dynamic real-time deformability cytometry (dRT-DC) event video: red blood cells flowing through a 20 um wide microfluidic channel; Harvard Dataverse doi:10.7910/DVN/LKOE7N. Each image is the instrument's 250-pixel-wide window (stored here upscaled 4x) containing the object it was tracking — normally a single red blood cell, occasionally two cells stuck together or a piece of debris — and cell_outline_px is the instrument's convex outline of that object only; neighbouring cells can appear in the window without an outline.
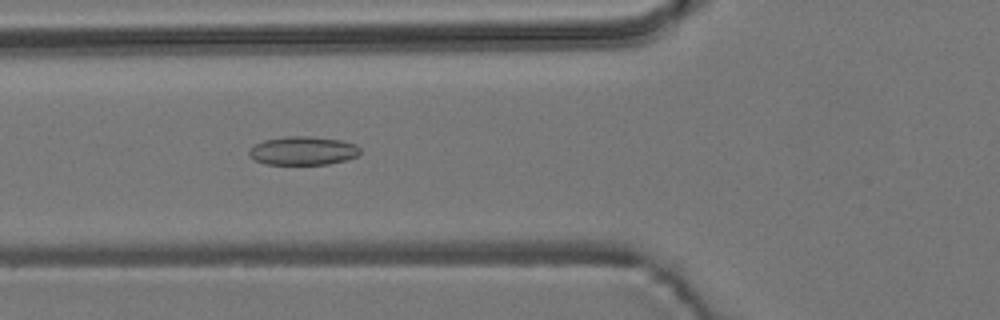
{"species": "common noctule bat (a hibernating species)", "species_latin": "Nyctalus noctula", "temperature_condition": "room temperature", "stored_images_in_passage": 54, "camera_frame_rate_fps": 3000, "um_per_image_px": 0.085, "animal": {"sex": "male", "body_mass_g": 19.2, "forearm_length_mm": 51.8}, "frame": {"image": 1, "passage_image": 21, "time_ms": 6.667, "image_size_px": [1000, 320], "cell_outline_px": [[360, 152], [356, 156], [344, 160], [328, 164], [264, 164], [248, 156], [248, 152], [256, 144], [264, 140], [288, 136], [308, 136], [340, 140], [356, 144], [360, 148]], "centroid_in_image_um": [25.75, 12.81], "position_along_channel_um": 100.1, "area_um2": 18.32}}
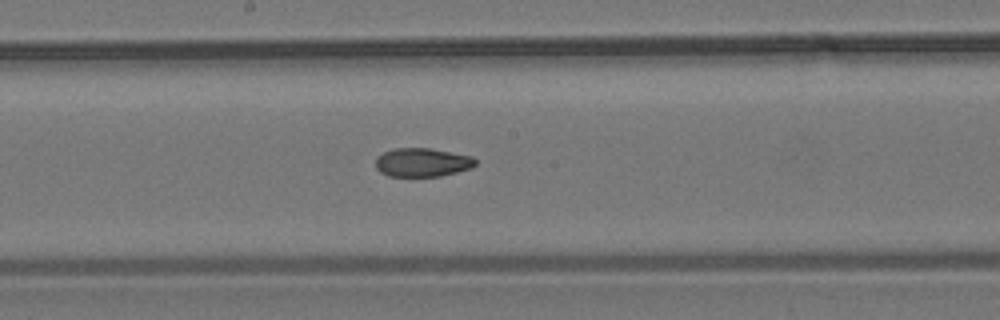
{"frame": {"image": 2, "passage_image": 30, "time_ms": 9.667, "image_size_px": [1000, 320], "cell_outline_px": [[476, 164], [472, 168], [440, 176], [388, 176], [380, 172], [376, 168], [376, 156], [392, 148], [432, 148], [472, 156], [476, 160]], "centroid_in_image_um": [35.89, 13.79], "position_along_channel_um": 212.3, "area_um2": 16.82}}
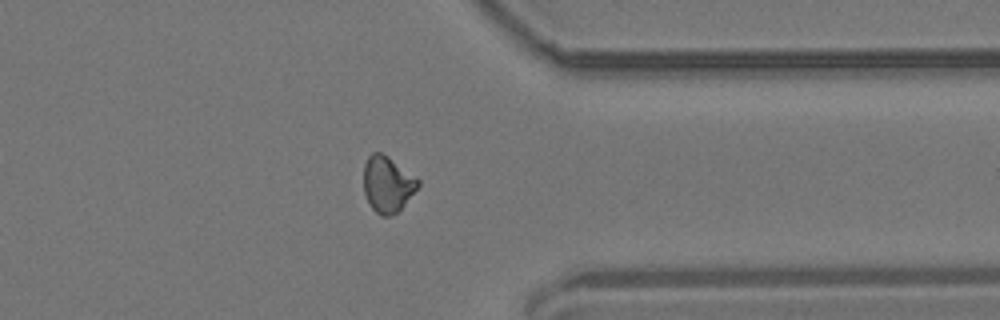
{"frame": {"image": 3, "passage_image": 44, "time_ms": 14.333, "image_size_px": [1000, 320], "cell_outline_px": [[420, 184], [404, 204], [396, 212], [388, 216], [380, 216], [372, 208], [364, 192], [364, 164], [368, 156], [372, 152], [380, 152], [388, 156], [420, 180]], "centroid_in_image_um": [32.92, 15.63], "position_along_channel_um": 378.5, "area_um2": 17.51}, "authors_computed_cell_mechanics": {"area_um2": 17.6001, "velocity_mm_per_s": 3.7283, "shape_relaxation_time_tau1_ms": null, "shape_relaxation_time_tau2_ms": 3.348, "deformation_change_tau1": null, "deformation_change_tau2": 0.0865}}